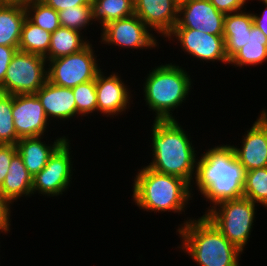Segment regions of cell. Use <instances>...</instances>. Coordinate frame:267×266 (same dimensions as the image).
<instances>
[{
    "label": "cell",
    "mask_w": 267,
    "mask_h": 266,
    "mask_svg": "<svg viewBox=\"0 0 267 266\" xmlns=\"http://www.w3.org/2000/svg\"><path fill=\"white\" fill-rule=\"evenodd\" d=\"M12 108L13 95L0 92V144L16 145L20 139L14 128Z\"/></svg>",
    "instance_id": "cell-28"
},
{
    "label": "cell",
    "mask_w": 267,
    "mask_h": 266,
    "mask_svg": "<svg viewBox=\"0 0 267 266\" xmlns=\"http://www.w3.org/2000/svg\"><path fill=\"white\" fill-rule=\"evenodd\" d=\"M215 8L223 13L230 14L242 11L247 0H209Z\"/></svg>",
    "instance_id": "cell-32"
},
{
    "label": "cell",
    "mask_w": 267,
    "mask_h": 266,
    "mask_svg": "<svg viewBox=\"0 0 267 266\" xmlns=\"http://www.w3.org/2000/svg\"><path fill=\"white\" fill-rule=\"evenodd\" d=\"M12 204L6 197L0 193V232L6 234L10 232L11 223V205Z\"/></svg>",
    "instance_id": "cell-33"
},
{
    "label": "cell",
    "mask_w": 267,
    "mask_h": 266,
    "mask_svg": "<svg viewBox=\"0 0 267 266\" xmlns=\"http://www.w3.org/2000/svg\"><path fill=\"white\" fill-rule=\"evenodd\" d=\"M32 186L33 176L17 153L11 160L5 180L0 187V193L13 204L21 197H30L33 194Z\"/></svg>",
    "instance_id": "cell-21"
},
{
    "label": "cell",
    "mask_w": 267,
    "mask_h": 266,
    "mask_svg": "<svg viewBox=\"0 0 267 266\" xmlns=\"http://www.w3.org/2000/svg\"><path fill=\"white\" fill-rule=\"evenodd\" d=\"M17 50L18 47L0 45V85L5 79L8 66Z\"/></svg>",
    "instance_id": "cell-34"
},
{
    "label": "cell",
    "mask_w": 267,
    "mask_h": 266,
    "mask_svg": "<svg viewBox=\"0 0 267 266\" xmlns=\"http://www.w3.org/2000/svg\"><path fill=\"white\" fill-rule=\"evenodd\" d=\"M46 5L52 7L57 12L64 9H70L73 6L91 5L92 0H41Z\"/></svg>",
    "instance_id": "cell-35"
},
{
    "label": "cell",
    "mask_w": 267,
    "mask_h": 266,
    "mask_svg": "<svg viewBox=\"0 0 267 266\" xmlns=\"http://www.w3.org/2000/svg\"><path fill=\"white\" fill-rule=\"evenodd\" d=\"M69 142L67 137L51 155L45 167L33 176V195L37 192L43 196H59L70 187L73 164Z\"/></svg>",
    "instance_id": "cell-9"
},
{
    "label": "cell",
    "mask_w": 267,
    "mask_h": 266,
    "mask_svg": "<svg viewBox=\"0 0 267 266\" xmlns=\"http://www.w3.org/2000/svg\"><path fill=\"white\" fill-rule=\"evenodd\" d=\"M16 154V145L0 144V187L5 180L11 160Z\"/></svg>",
    "instance_id": "cell-31"
},
{
    "label": "cell",
    "mask_w": 267,
    "mask_h": 266,
    "mask_svg": "<svg viewBox=\"0 0 267 266\" xmlns=\"http://www.w3.org/2000/svg\"><path fill=\"white\" fill-rule=\"evenodd\" d=\"M43 136L26 137L17 141V153L22 158L28 172L35 176L47 164L54 151L67 139L66 136L58 137L53 144L41 141Z\"/></svg>",
    "instance_id": "cell-18"
},
{
    "label": "cell",
    "mask_w": 267,
    "mask_h": 266,
    "mask_svg": "<svg viewBox=\"0 0 267 266\" xmlns=\"http://www.w3.org/2000/svg\"><path fill=\"white\" fill-rule=\"evenodd\" d=\"M133 181V201L147 212L172 211L180 214L185 212L184 209L193 196V185L186 180L158 173L147 166L138 171Z\"/></svg>",
    "instance_id": "cell-4"
},
{
    "label": "cell",
    "mask_w": 267,
    "mask_h": 266,
    "mask_svg": "<svg viewBox=\"0 0 267 266\" xmlns=\"http://www.w3.org/2000/svg\"><path fill=\"white\" fill-rule=\"evenodd\" d=\"M46 63V58L41 55L17 50L0 85V92L35 94L48 80Z\"/></svg>",
    "instance_id": "cell-7"
},
{
    "label": "cell",
    "mask_w": 267,
    "mask_h": 266,
    "mask_svg": "<svg viewBox=\"0 0 267 266\" xmlns=\"http://www.w3.org/2000/svg\"><path fill=\"white\" fill-rule=\"evenodd\" d=\"M26 17L24 3L0 1V45L19 46Z\"/></svg>",
    "instance_id": "cell-20"
},
{
    "label": "cell",
    "mask_w": 267,
    "mask_h": 266,
    "mask_svg": "<svg viewBox=\"0 0 267 266\" xmlns=\"http://www.w3.org/2000/svg\"><path fill=\"white\" fill-rule=\"evenodd\" d=\"M101 70L96 77L97 113L114 117L126 111L131 101V90L118 73L105 76ZM128 106V107H127Z\"/></svg>",
    "instance_id": "cell-15"
},
{
    "label": "cell",
    "mask_w": 267,
    "mask_h": 266,
    "mask_svg": "<svg viewBox=\"0 0 267 266\" xmlns=\"http://www.w3.org/2000/svg\"><path fill=\"white\" fill-rule=\"evenodd\" d=\"M72 90L77 107V117L97 112L96 80L79 84Z\"/></svg>",
    "instance_id": "cell-29"
},
{
    "label": "cell",
    "mask_w": 267,
    "mask_h": 266,
    "mask_svg": "<svg viewBox=\"0 0 267 266\" xmlns=\"http://www.w3.org/2000/svg\"><path fill=\"white\" fill-rule=\"evenodd\" d=\"M93 48L95 47L89 43L77 53L47 60L48 81L58 86L74 88L79 84L96 80L101 68Z\"/></svg>",
    "instance_id": "cell-8"
},
{
    "label": "cell",
    "mask_w": 267,
    "mask_h": 266,
    "mask_svg": "<svg viewBox=\"0 0 267 266\" xmlns=\"http://www.w3.org/2000/svg\"><path fill=\"white\" fill-rule=\"evenodd\" d=\"M0 1H8V2H21V3H25L29 0H0Z\"/></svg>",
    "instance_id": "cell-37"
},
{
    "label": "cell",
    "mask_w": 267,
    "mask_h": 266,
    "mask_svg": "<svg viewBox=\"0 0 267 266\" xmlns=\"http://www.w3.org/2000/svg\"><path fill=\"white\" fill-rule=\"evenodd\" d=\"M151 128L153 160L147 167L158 173L180 177L191 185L199 157L188 133L177 120H154Z\"/></svg>",
    "instance_id": "cell-2"
},
{
    "label": "cell",
    "mask_w": 267,
    "mask_h": 266,
    "mask_svg": "<svg viewBox=\"0 0 267 266\" xmlns=\"http://www.w3.org/2000/svg\"><path fill=\"white\" fill-rule=\"evenodd\" d=\"M24 6L27 18L45 31L53 33L61 26L58 12L41 0H29Z\"/></svg>",
    "instance_id": "cell-26"
},
{
    "label": "cell",
    "mask_w": 267,
    "mask_h": 266,
    "mask_svg": "<svg viewBox=\"0 0 267 266\" xmlns=\"http://www.w3.org/2000/svg\"><path fill=\"white\" fill-rule=\"evenodd\" d=\"M243 196L267 209V167L245 172Z\"/></svg>",
    "instance_id": "cell-27"
},
{
    "label": "cell",
    "mask_w": 267,
    "mask_h": 266,
    "mask_svg": "<svg viewBox=\"0 0 267 266\" xmlns=\"http://www.w3.org/2000/svg\"><path fill=\"white\" fill-rule=\"evenodd\" d=\"M86 40L82 32L60 26L51 33L50 47L45 58L52 60L77 53L90 43Z\"/></svg>",
    "instance_id": "cell-23"
},
{
    "label": "cell",
    "mask_w": 267,
    "mask_h": 266,
    "mask_svg": "<svg viewBox=\"0 0 267 266\" xmlns=\"http://www.w3.org/2000/svg\"><path fill=\"white\" fill-rule=\"evenodd\" d=\"M50 41L51 33L35 25L26 17L18 50L45 57L49 51Z\"/></svg>",
    "instance_id": "cell-25"
},
{
    "label": "cell",
    "mask_w": 267,
    "mask_h": 266,
    "mask_svg": "<svg viewBox=\"0 0 267 266\" xmlns=\"http://www.w3.org/2000/svg\"><path fill=\"white\" fill-rule=\"evenodd\" d=\"M200 156L193 182L211 203L205 214L220 202L243 197L246 171L230 144L211 147Z\"/></svg>",
    "instance_id": "cell-1"
},
{
    "label": "cell",
    "mask_w": 267,
    "mask_h": 266,
    "mask_svg": "<svg viewBox=\"0 0 267 266\" xmlns=\"http://www.w3.org/2000/svg\"><path fill=\"white\" fill-rule=\"evenodd\" d=\"M177 39L181 49L193 58L207 62L220 61L228 64L229 60L225 53V41L223 35L207 34L200 30L188 28H174L166 37Z\"/></svg>",
    "instance_id": "cell-11"
},
{
    "label": "cell",
    "mask_w": 267,
    "mask_h": 266,
    "mask_svg": "<svg viewBox=\"0 0 267 266\" xmlns=\"http://www.w3.org/2000/svg\"><path fill=\"white\" fill-rule=\"evenodd\" d=\"M181 238L180 250L187 253L199 266H239L242 251L229 242L204 215L188 219L177 231Z\"/></svg>",
    "instance_id": "cell-3"
},
{
    "label": "cell",
    "mask_w": 267,
    "mask_h": 266,
    "mask_svg": "<svg viewBox=\"0 0 267 266\" xmlns=\"http://www.w3.org/2000/svg\"><path fill=\"white\" fill-rule=\"evenodd\" d=\"M260 113L244 134L241 147L232 146L245 171L267 167V109Z\"/></svg>",
    "instance_id": "cell-14"
},
{
    "label": "cell",
    "mask_w": 267,
    "mask_h": 266,
    "mask_svg": "<svg viewBox=\"0 0 267 266\" xmlns=\"http://www.w3.org/2000/svg\"><path fill=\"white\" fill-rule=\"evenodd\" d=\"M12 116L18 137L44 136L50 120L35 94L13 95Z\"/></svg>",
    "instance_id": "cell-13"
},
{
    "label": "cell",
    "mask_w": 267,
    "mask_h": 266,
    "mask_svg": "<svg viewBox=\"0 0 267 266\" xmlns=\"http://www.w3.org/2000/svg\"><path fill=\"white\" fill-rule=\"evenodd\" d=\"M258 1L265 4L266 9L264 10L263 14H261V15L251 13L252 17H253V23L267 37V0H258Z\"/></svg>",
    "instance_id": "cell-36"
},
{
    "label": "cell",
    "mask_w": 267,
    "mask_h": 266,
    "mask_svg": "<svg viewBox=\"0 0 267 266\" xmlns=\"http://www.w3.org/2000/svg\"><path fill=\"white\" fill-rule=\"evenodd\" d=\"M145 79L144 100L156 113L154 120H176L171 111L181 106L191 91L192 79L188 72L176 64H161L149 71Z\"/></svg>",
    "instance_id": "cell-5"
},
{
    "label": "cell",
    "mask_w": 267,
    "mask_h": 266,
    "mask_svg": "<svg viewBox=\"0 0 267 266\" xmlns=\"http://www.w3.org/2000/svg\"><path fill=\"white\" fill-rule=\"evenodd\" d=\"M225 14L209 0H184L179 3L178 21L174 28L195 29L213 35H223Z\"/></svg>",
    "instance_id": "cell-12"
},
{
    "label": "cell",
    "mask_w": 267,
    "mask_h": 266,
    "mask_svg": "<svg viewBox=\"0 0 267 266\" xmlns=\"http://www.w3.org/2000/svg\"><path fill=\"white\" fill-rule=\"evenodd\" d=\"M58 16L61 26L79 32L89 26V24H93L91 5L73 6L70 9H64L58 12Z\"/></svg>",
    "instance_id": "cell-30"
},
{
    "label": "cell",
    "mask_w": 267,
    "mask_h": 266,
    "mask_svg": "<svg viewBox=\"0 0 267 266\" xmlns=\"http://www.w3.org/2000/svg\"><path fill=\"white\" fill-rule=\"evenodd\" d=\"M267 61V37L255 25L252 26L247 44L238 50L228 64L237 67L262 64Z\"/></svg>",
    "instance_id": "cell-22"
},
{
    "label": "cell",
    "mask_w": 267,
    "mask_h": 266,
    "mask_svg": "<svg viewBox=\"0 0 267 266\" xmlns=\"http://www.w3.org/2000/svg\"><path fill=\"white\" fill-rule=\"evenodd\" d=\"M256 206L258 204L243 196L220 202L204 216L217 227L229 242L243 252L254 225Z\"/></svg>",
    "instance_id": "cell-6"
},
{
    "label": "cell",
    "mask_w": 267,
    "mask_h": 266,
    "mask_svg": "<svg viewBox=\"0 0 267 266\" xmlns=\"http://www.w3.org/2000/svg\"><path fill=\"white\" fill-rule=\"evenodd\" d=\"M48 119L68 120L77 118V107L72 88L47 82L35 93ZM52 118V119H51Z\"/></svg>",
    "instance_id": "cell-17"
},
{
    "label": "cell",
    "mask_w": 267,
    "mask_h": 266,
    "mask_svg": "<svg viewBox=\"0 0 267 266\" xmlns=\"http://www.w3.org/2000/svg\"><path fill=\"white\" fill-rule=\"evenodd\" d=\"M135 14L151 30L167 37L178 21L177 0H134Z\"/></svg>",
    "instance_id": "cell-16"
},
{
    "label": "cell",
    "mask_w": 267,
    "mask_h": 266,
    "mask_svg": "<svg viewBox=\"0 0 267 266\" xmlns=\"http://www.w3.org/2000/svg\"><path fill=\"white\" fill-rule=\"evenodd\" d=\"M92 19L101 23L103 28L108 23L135 14L134 0H92Z\"/></svg>",
    "instance_id": "cell-24"
},
{
    "label": "cell",
    "mask_w": 267,
    "mask_h": 266,
    "mask_svg": "<svg viewBox=\"0 0 267 266\" xmlns=\"http://www.w3.org/2000/svg\"><path fill=\"white\" fill-rule=\"evenodd\" d=\"M242 11L225 15L223 37L228 60L247 44L254 25L251 12Z\"/></svg>",
    "instance_id": "cell-19"
},
{
    "label": "cell",
    "mask_w": 267,
    "mask_h": 266,
    "mask_svg": "<svg viewBox=\"0 0 267 266\" xmlns=\"http://www.w3.org/2000/svg\"><path fill=\"white\" fill-rule=\"evenodd\" d=\"M101 31L100 42L109 46L134 48V50L155 49L158 46V40L150 33L152 30L136 14L112 21L101 28Z\"/></svg>",
    "instance_id": "cell-10"
}]
</instances>
